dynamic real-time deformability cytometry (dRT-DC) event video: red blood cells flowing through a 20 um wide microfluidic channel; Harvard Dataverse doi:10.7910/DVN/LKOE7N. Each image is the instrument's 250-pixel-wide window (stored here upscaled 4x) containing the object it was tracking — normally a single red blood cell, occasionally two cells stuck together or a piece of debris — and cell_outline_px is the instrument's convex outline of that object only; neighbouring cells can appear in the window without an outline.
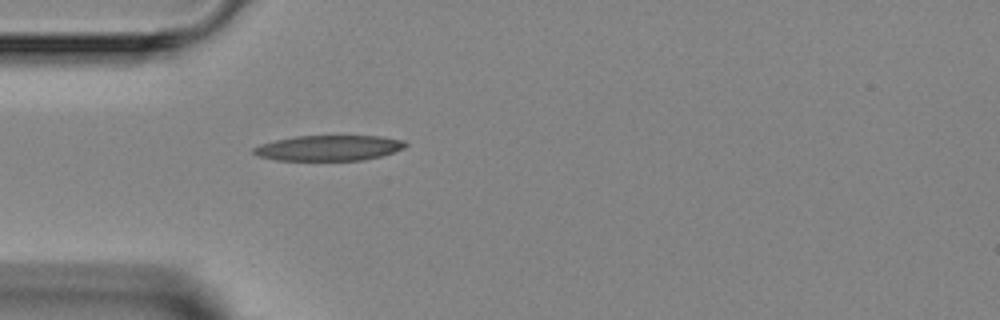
{"species": "Egyptian fruit bat (a non-hibernating species)", "species_latin": "Rousettus aegyptiacus", "temperature_condition": "room temperature", "stored_images_in_passage": 1, "camera_frame_rate_fps": 3000, "um_per_image_px": 0.085, "animal": {"sex": "female"}, "frame": {"image": 1, "passage_image": 1, "time_ms": 0.0, "image_size_px": [1000, 320], "cell_outline_px": [[408, 144], [404, 148], [380, 156], [364, 160], [276, 160], [256, 156], [252, 152], [252, 148], [260, 144], [276, 140], [296, 136], [380, 136], [404, 140]], "centroid_in_image_um": [27.92, 12.58], "position_along_channel_um": 57.1, "area_um2": 22.48}}